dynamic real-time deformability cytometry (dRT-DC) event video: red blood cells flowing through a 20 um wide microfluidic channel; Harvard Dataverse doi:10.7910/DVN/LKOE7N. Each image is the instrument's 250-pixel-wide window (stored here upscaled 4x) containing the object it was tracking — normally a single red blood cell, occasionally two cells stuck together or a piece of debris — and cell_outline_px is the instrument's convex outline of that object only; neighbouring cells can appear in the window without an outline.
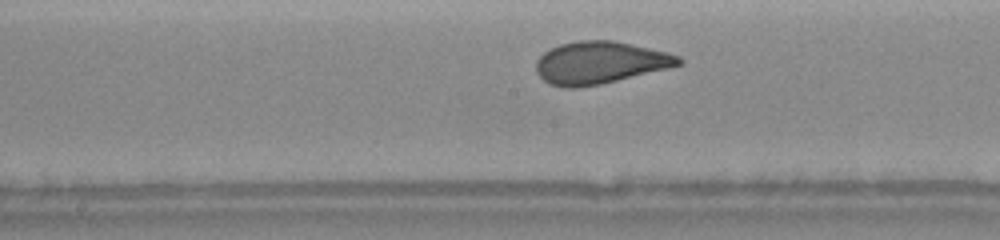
{"species": "human", "species_latin": "Homo sapiens", "temperature_condition": "warm", "stored_images_in_passage": 25, "camera_frame_rate_fps": 3000, "um_per_image_px": 0.085, "donor": {"sex": "female"}, "frame": {"image": 1, "passage_image": 11, "time_ms": 3.333, "image_size_px": [1000, 240], "cell_outline_px": [[684, 60], [680, 64], [668, 68], [600, 84], [572, 88], [568, 88], [552, 84], [544, 80], [536, 72], [536, 60], [544, 52], [560, 44], [580, 40], [612, 40], [648, 48], [680, 56]], "centroid_in_image_um": [50.97, 5.32], "position_along_channel_um": 197.2, "area_um2": 34.62}}